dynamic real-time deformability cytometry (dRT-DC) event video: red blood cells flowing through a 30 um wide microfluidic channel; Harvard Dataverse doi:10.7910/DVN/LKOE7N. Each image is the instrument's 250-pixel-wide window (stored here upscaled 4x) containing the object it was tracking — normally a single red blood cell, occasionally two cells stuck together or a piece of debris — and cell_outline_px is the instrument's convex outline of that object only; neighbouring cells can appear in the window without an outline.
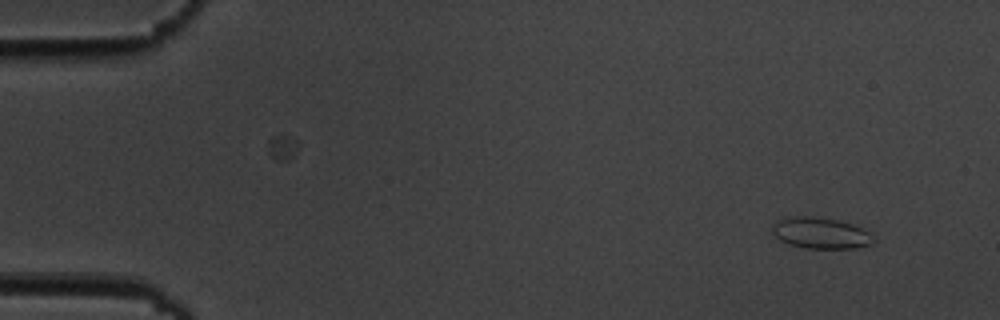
{"species": "common noctule bat (a hibernating species)", "species_latin": "Nyctalus noctula", "temperature_condition": "cold", "stored_images_in_passage": 7, "camera_frame_rate_fps": 3000, "um_per_image_px": 0.085, "animal": {"sex": "male", "body_mass_g": 19.5, "forearm_length_mm": 54.6}, "frame": {"image": 1, "passage_image": 1, "time_ms": 0.0, "image_size_px": [1000, 320], "cell_outline_px": [[872, 240], [868, 244], [856, 248], [804, 248], [788, 244], [780, 240], [772, 232], [772, 224], [780, 220], [792, 216], [808, 216], [840, 220], [852, 224], [872, 232]], "centroid_in_image_um": [69.74, 19.8], "position_along_channel_um": 15.3, "area_um2": 18.26}}
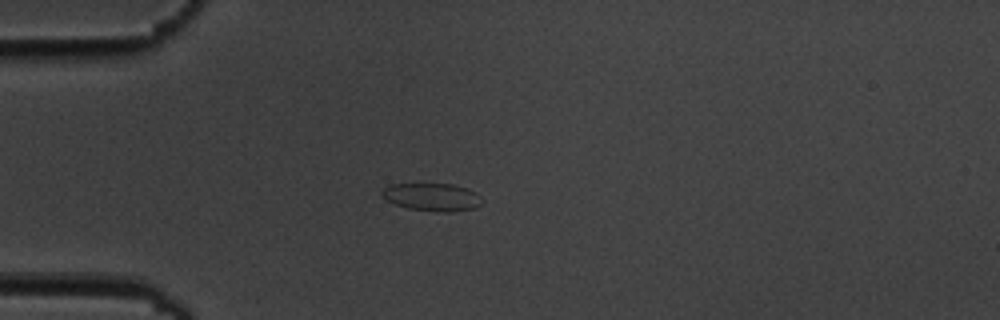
{"frame": {"image": 2, "passage_image": 4, "time_ms": 3.667, "image_size_px": [1000, 320], "cell_outline_px": [[480, 204], [472, 208], [452, 212], [436, 212], [408, 208], [384, 200], [380, 196], [380, 192], [384, 188], [392, 184], [452, 184], [468, 188], [476, 192], [480, 196]], "centroid_in_image_um": [36.68, 16.75], "position_along_channel_um": 48.3, "area_um2": 16.24}}
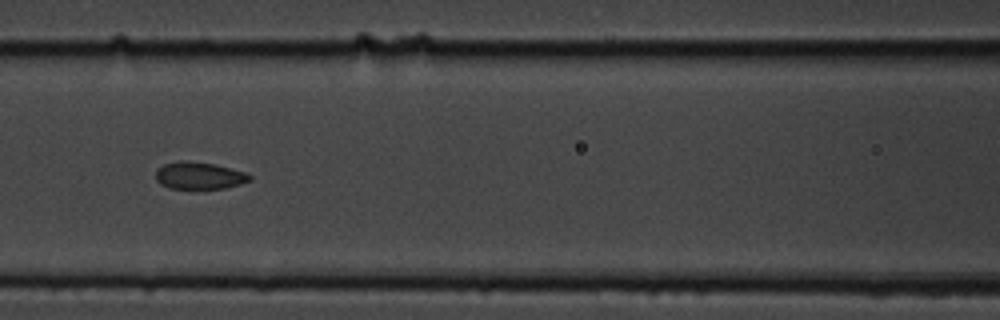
{"frame": {"image": 3, "passage_image": 7, "time_ms": 7.0, "image_size_px": [1000, 320], "cell_outline_px": [[252, 180], [240, 184], [224, 188], [196, 192], [168, 188], [160, 184], [156, 180], [156, 172], [164, 164], [180, 160], [216, 164], [244, 172], [252, 176]], "centroid_in_image_um": [16.93, 14.99], "position_along_channel_um": 149.7, "area_um2": 15.55}}